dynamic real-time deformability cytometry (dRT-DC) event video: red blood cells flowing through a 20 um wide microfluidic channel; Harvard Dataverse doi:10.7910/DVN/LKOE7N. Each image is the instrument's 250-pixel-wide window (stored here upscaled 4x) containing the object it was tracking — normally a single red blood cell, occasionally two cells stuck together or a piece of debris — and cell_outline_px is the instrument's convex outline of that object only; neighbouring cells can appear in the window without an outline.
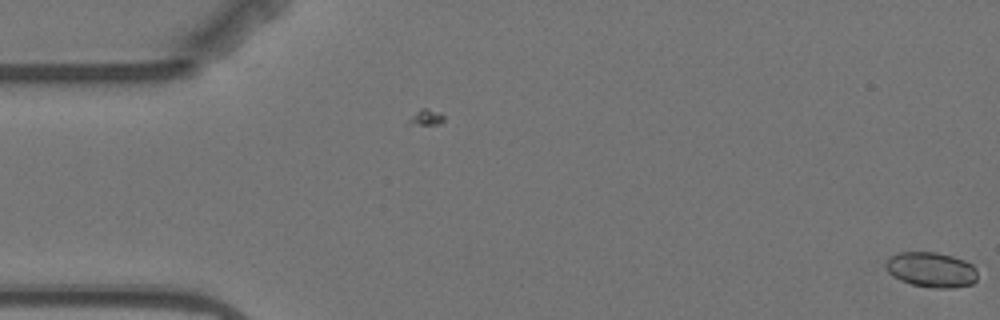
{"species": "Egyptian fruit bat (a non-hibernating species)", "species_latin": "Rousettus aegyptiacus", "temperature_condition": "warm", "stored_images_in_passage": 2, "camera_frame_rate_fps": 3000, "um_per_image_px": 0.085, "animal": {"sex": "female"}, "frame": {"image": 1, "passage_image": 2, "time_ms": 1.0, "image_size_px": [1000, 320], "cell_outline_px": [[976, 280], [972, 284], [952, 288], [936, 288], [912, 284], [900, 280], [892, 276], [888, 272], [888, 260], [892, 256], [900, 252], [936, 252], [952, 256], [964, 260], [972, 264], [976, 268]], "centroid_in_image_um": [79.2, 22.93], "position_along_channel_um": 5.8, "area_um2": 18.55}}